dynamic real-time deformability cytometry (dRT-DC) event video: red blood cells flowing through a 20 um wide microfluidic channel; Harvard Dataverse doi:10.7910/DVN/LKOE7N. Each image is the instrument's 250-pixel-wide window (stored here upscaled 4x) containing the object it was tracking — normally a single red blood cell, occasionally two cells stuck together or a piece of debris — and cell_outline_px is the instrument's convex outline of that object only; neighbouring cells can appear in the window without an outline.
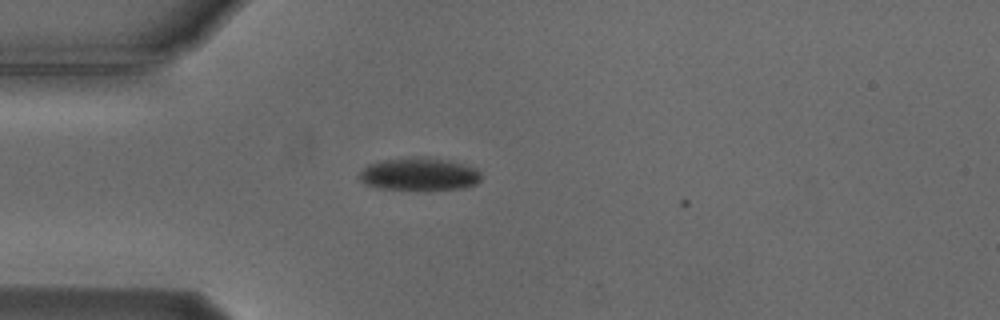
{"species": "Egyptian fruit bat (a non-hibernating species)", "species_latin": "Rousettus aegyptiacus", "temperature_condition": "cold", "stored_images_in_passage": 3, "camera_frame_rate_fps": 3000, "um_per_image_px": 0.085, "animal": {"sex": "male"}, "frame": {"image": 1, "passage_image": 2, "time_ms": 0.333, "image_size_px": [1000, 320], "cell_outline_px": [[480, 180], [476, 184], [464, 188], [424, 192], [380, 188], [368, 184], [360, 180], [356, 176], [368, 164], [380, 160], [416, 156], [428, 156], [448, 160], [464, 164], [476, 168], [480, 172]], "centroid_in_image_um": [35.64, 14.82], "position_along_channel_um": 49.4, "area_um2": 24.22}}